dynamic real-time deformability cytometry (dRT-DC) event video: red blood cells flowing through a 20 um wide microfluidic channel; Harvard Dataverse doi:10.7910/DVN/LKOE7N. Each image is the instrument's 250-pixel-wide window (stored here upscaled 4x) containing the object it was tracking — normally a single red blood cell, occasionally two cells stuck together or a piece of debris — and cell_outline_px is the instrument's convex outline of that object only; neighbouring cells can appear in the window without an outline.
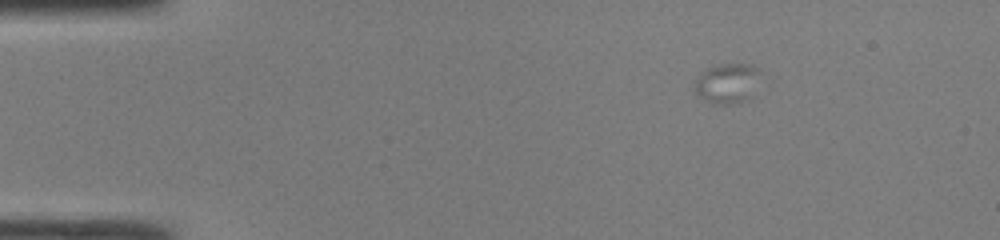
{"species": "common noctule bat (a hibernating species)", "species_latin": "Nyctalus noctula", "temperature_condition": "room temperature", "stored_images_in_passage": 45, "camera_frame_rate_fps": 3000, "um_per_image_px": 0.085, "animal": {"sex": "male", "body_mass_g": 19.0, "forearm_length_mm": 50.8}, "frame": {"image": 1, "passage_image": 1, "time_ms": 0.0, "image_size_px": [1000, 240], "cell_outline_px": [[760, 68], [748, 100], [736, 104], [708, 104], [692, 88], [692, 80], [700, 72], [708, 68], [720, 64], [752, 64]], "centroid_in_image_um": [61.71, 7.09], "position_along_channel_um": 23.3, "area_um2": 15.49}}
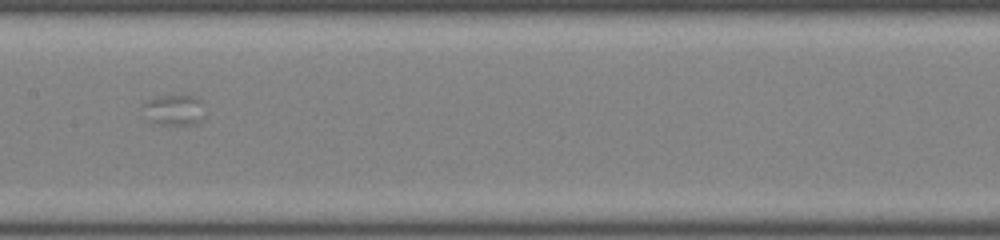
{"frame": {"image": 2, "passage_image": 20, "time_ms": 6.333, "image_size_px": [1000, 240], "cell_outline_px": [[204, 116], [196, 124], [160, 124], [148, 120], [144, 104], [148, 100], [160, 96], [196, 96], [200, 100]], "centroid_in_image_um": [14.83, 9.35], "position_along_channel_um": 192.6, "area_um2": 10.64}}
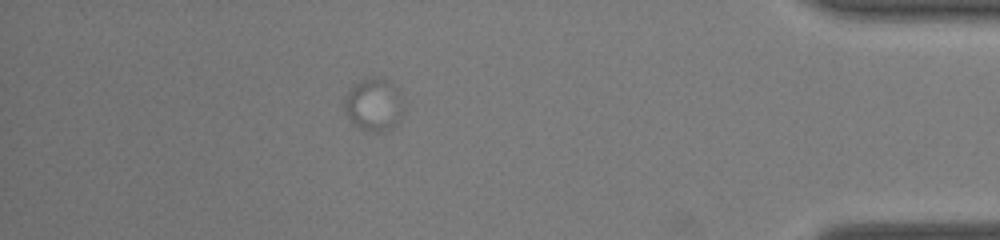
{"frame": {"image": 3, "passage_image": 39, "time_ms": 12.667, "image_size_px": [1000, 240], "cell_outline_px": [[404, 108], [400, 120], [396, 124], [380, 132], [376, 132], [352, 124], [344, 108], [344, 96], [364, 76], [376, 76], [392, 84]], "centroid_in_image_um": [31.74, 8.88], "position_along_channel_um": 403.5, "area_um2": 17.74}}